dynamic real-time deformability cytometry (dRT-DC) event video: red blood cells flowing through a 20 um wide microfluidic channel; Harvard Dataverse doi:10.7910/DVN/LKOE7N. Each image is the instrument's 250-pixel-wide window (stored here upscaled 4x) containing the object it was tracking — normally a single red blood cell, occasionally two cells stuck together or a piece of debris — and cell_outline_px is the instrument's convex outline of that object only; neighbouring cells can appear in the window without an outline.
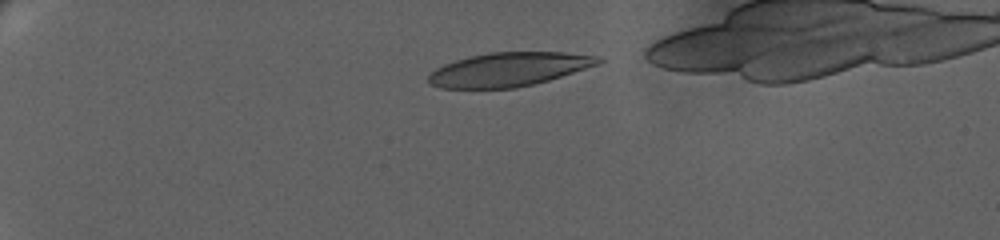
{"species": "human", "species_latin": "Homo sapiens", "temperature_condition": "warm", "stored_images_in_passage": 15, "camera_frame_rate_fps": 3000, "um_per_image_px": 0.085, "donor": {"sex": "female"}, "frame": {"image": 1, "passage_image": 4, "time_ms": 1.333, "image_size_px": [1000, 240], "cell_outline_px": [[604, 60], [596, 64], [548, 80], [516, 88], [440, 88], [428, 84], [428, 76], [436, 68], [444, 64], [456, 60], [472, 56], [492, 52], [560, 52], [600, 56]], "centroid_in_image_um": [43.2, 5.9], "position_along_channel_um": 41.8, "area_um2": 33.06}}
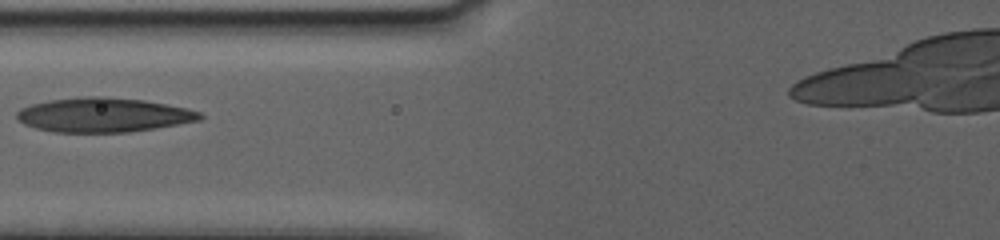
{"frame": {"image": 2, "passage_image": 14, "time_ms": 6.0, "image_size_px": [1000, 240], "cell_outline_px": [[204, 116], [200, 120], [180, 124], [156, 128], [128, 132], [56, 132], [36, 128], [24, 124], [16, 116], [16, 112], [20, 108], [32, 104], [52, 100], [92, 96], [104, 96], [144, 100], [188, 108], [200, 112]], "centroid_in_image_um": [8.83, 9.77], "position_along_channel_um": 117.0, "area_um2": 36.53}}